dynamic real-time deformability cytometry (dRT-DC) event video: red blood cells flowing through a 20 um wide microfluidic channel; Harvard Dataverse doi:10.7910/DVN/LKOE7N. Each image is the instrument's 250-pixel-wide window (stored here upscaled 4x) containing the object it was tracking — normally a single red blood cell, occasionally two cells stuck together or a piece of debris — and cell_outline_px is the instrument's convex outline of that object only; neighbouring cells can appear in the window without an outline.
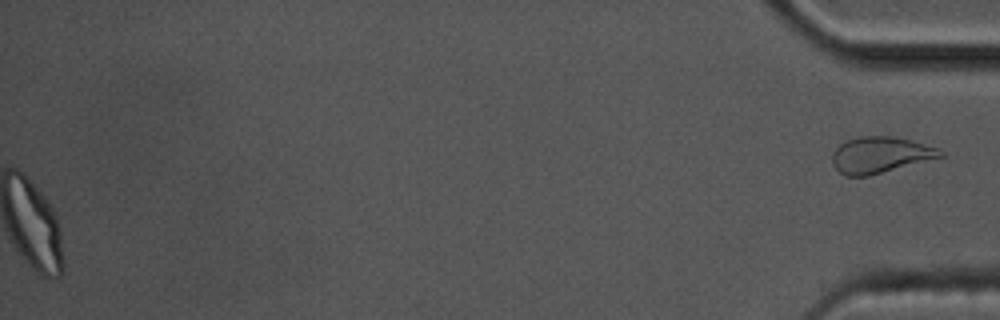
{"species": "common noctule bat (a hibernating species)", "species_latin": "Nyctalus noctula", "temperature_condition": "cold", "stored_images_in_passage": 48, "segment_of_instrument_passage": [2, 2], "camera_frame_rate_fps": 3000, "um_per_image_px": 0.085, "animal": {"sex": "male", "body_mass_g": 17.5, "forearm_length_mm": 52.3}, "frame": {"image": 1, "passage_image": 48, "time_ms": 15.667, "image_size_px": [1000, 320], "cell_outline_px": [[944, 156], [868, 176], [844, 176], [832, 164], [832, 152], [840, 144], [848, 140], [860, 136], [896, 136], [912, 140], [940, 148], [944, 152]], "centroid_in_image_um": [74.83, 13.16], "position_along_channel_um": 360.4, "area_um2": 22.89}}